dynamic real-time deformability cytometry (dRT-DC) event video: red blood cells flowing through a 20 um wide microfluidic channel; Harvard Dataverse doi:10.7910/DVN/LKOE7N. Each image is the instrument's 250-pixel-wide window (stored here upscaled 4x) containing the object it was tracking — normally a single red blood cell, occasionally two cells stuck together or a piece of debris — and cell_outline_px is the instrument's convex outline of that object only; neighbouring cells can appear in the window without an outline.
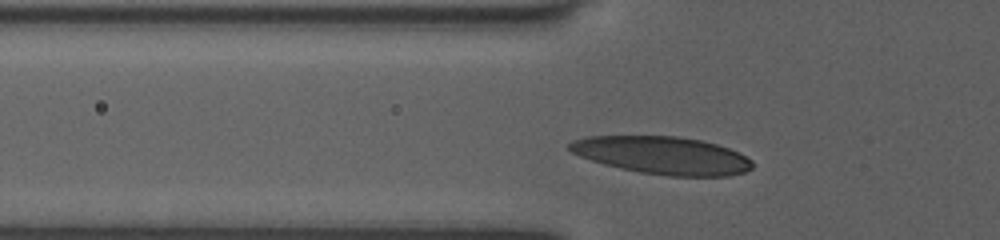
{"species": "human", "species_latin": "Homo sapiens", "temperature_condition": "room temperature", "stored_images_in_passage": 35, "camera_frame_rate_fps": 3000, "um_per_image_px": 0.085, "donor": {"sex": "female"}, "frame": {"image": 1, "passage_image": 8, "time_ms": 2.333, "image_size_px": [1000, 240], "cell_outline_px": [[752, 168], [744, 172], [732, 176], [668, 176], [640, 172], [620, 168], [604, 164], [580, 156], [572, 152], [568, 148], [568, 144], [572, 140], [588, 136], [676, 136], [700, 140], [716, 144], [740, 152], [752, 160]], "centroid_in_image_um": [56.32, 13.2], "position_along_channel_um": 69.5, "area_um2": 40.17}}
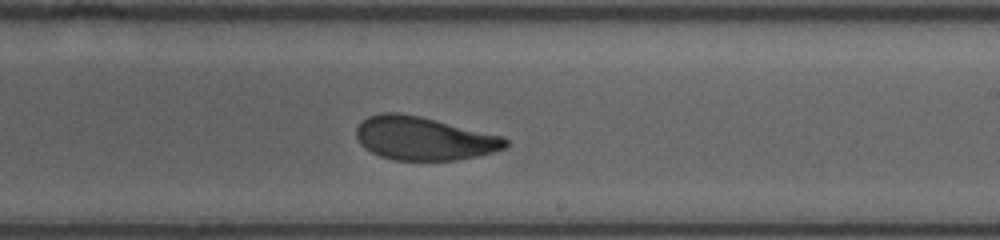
{"frame": {"image": 2, "passage_image": 22, "time_ms": 7.0, "image_size_px": [1000, 240], "cell_outline_px": [[508, 144], [504, 148], [480, 156], [456, 160], [392, 160], [380, 156], [364, 148], [360, 144], [356, 136], [356, 128], [368, 116], [380, 112], [396, 112], [420, 116], [504, 136], [508, 140]], "centroid_in_image_um": [36.02, 11.77], "position_along_channel_um": 253.0, "area_um2": 37.86}}
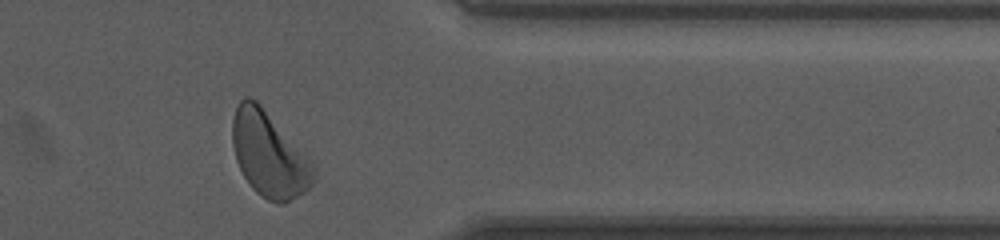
{"frame": {"image": 3, "passage_image": 33, "time_ms": 10.667, "image_size_px": [1000, 240], "cell_outline_px": [[316, 176], [312, 184], [304, 192], [284, 204], [280, 204], [268, 200], [260, 196], [252, 188], [244, 176], [236, 160], [232, 144], [232, 120], [236, 108], [240, 100], [244, 96], [248, 96], [256, 100], [260, 104], [312, 160], [316, 168]], "centroid_in_image_um": [22.88, 13.14], "position_along_channel_um": 388.5, "area_um2": 40.4}, "authors_computed_cell_mechanics": {"area_um2": 38.2636, "velocity_mm_per_s": 3.9619, "shape_relaxation_time_tau1_ms": 3.2786, "shape_relaxation_time_tau2_ms": 2.0463, "deformation_change_tau1": 0.1415, "deformation_change_tau2": 0.0903}}